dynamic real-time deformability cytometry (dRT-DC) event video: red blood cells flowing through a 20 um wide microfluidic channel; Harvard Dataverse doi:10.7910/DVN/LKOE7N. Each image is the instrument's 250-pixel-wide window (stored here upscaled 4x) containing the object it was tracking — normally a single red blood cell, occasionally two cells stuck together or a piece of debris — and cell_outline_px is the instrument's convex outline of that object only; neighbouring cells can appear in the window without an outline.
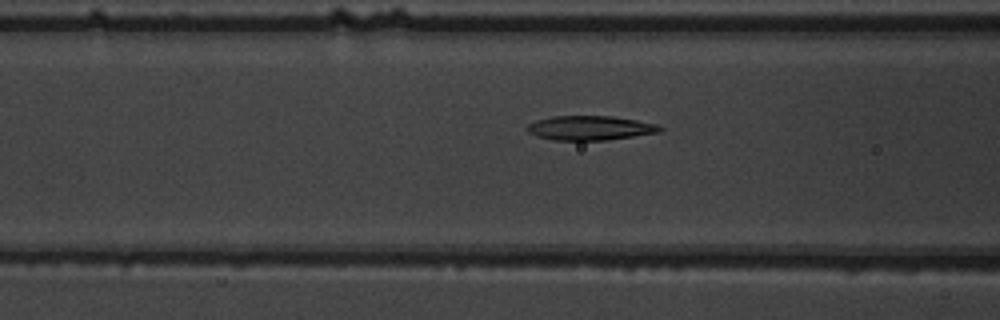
{"species": "common noctule bat (a hibernating species)", "species_latin": "Nyctalus noctula", "temperature_condition": "warm", "stored_images_in_passage": 55, "camera_frame_rate_fps": 3000, "um_per_image_px": 0.085, "animal": {"sex": "male", "body_mass_g": 19.5, "forearm_length_mm": 54.6}, "frame": {"image": 1, "passage_image": 23, "time_ms": 7.333, "image_size_px": [1000, 320], "cell_outline_px": [[664, 128], [660, 132], [604, 140], [552, 140], [536, 136], [528, 132], [524, 128], [528, 124], [536, 120], [552, 116], [612, 116], [660, 124]], "centroid_in_image_um": [50.14, 10.87], "position_along_channel_um": 116.5, "area_um2": 18.96}}
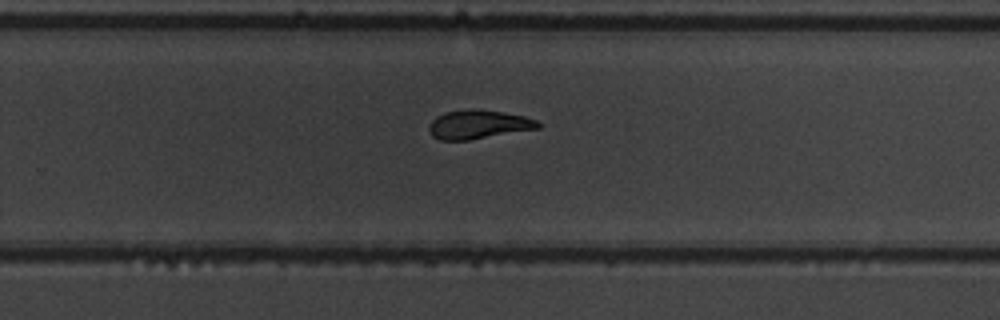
{"frame": {"image": 2, "passage_image": 37, "time_ms": 12.0, "image_size_px": [1000, 320], "cell_outline_px": [[544, 124], [540, 128], [468, 140], [440, 140], [432, 136], [428, 132], [428, 124], [436, 116], [448, 112], [472, 108], [476, 108], [504, 112], [524, 116], [536, 120]], "centroid_in_image_um": [40.67, 10.57], "position_along_channel_um": 289.1, "area_um2": 18.5}}
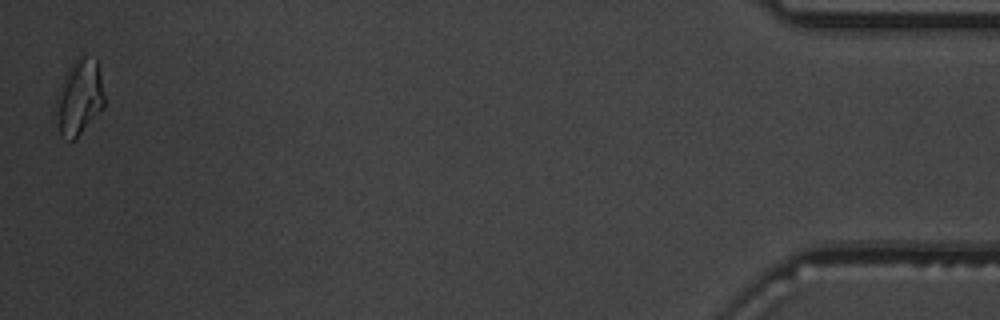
{"frame": {"image": 3, "passage_image": 55, "time_ms": 18.0, "image_size_px": [1000, 320], "cell_outline_px": [[104, 108], [72, 140], [60, 132], [56, 104], [56, 96], [60, 84], [64, 76], [72, 64], [80, 56], [84, 56], [96, 60], [100, 76], [104, 96]], "centroid_in_image_um": [6.75, 8.23], "position_along_channel_um": 428.4, "area_um2": 20.35}, "authors_computed_cell_mechanics": {"area_um2": 19.4786, "velocity_mm_per_s": 3.7152, "shape_relaxation_time_tau1_ms": null, "shape_relaxation_time_tau2_ms": 3.9408, "deformation_change_tau1": null, "deformation_change_tau2": 0.1006}}